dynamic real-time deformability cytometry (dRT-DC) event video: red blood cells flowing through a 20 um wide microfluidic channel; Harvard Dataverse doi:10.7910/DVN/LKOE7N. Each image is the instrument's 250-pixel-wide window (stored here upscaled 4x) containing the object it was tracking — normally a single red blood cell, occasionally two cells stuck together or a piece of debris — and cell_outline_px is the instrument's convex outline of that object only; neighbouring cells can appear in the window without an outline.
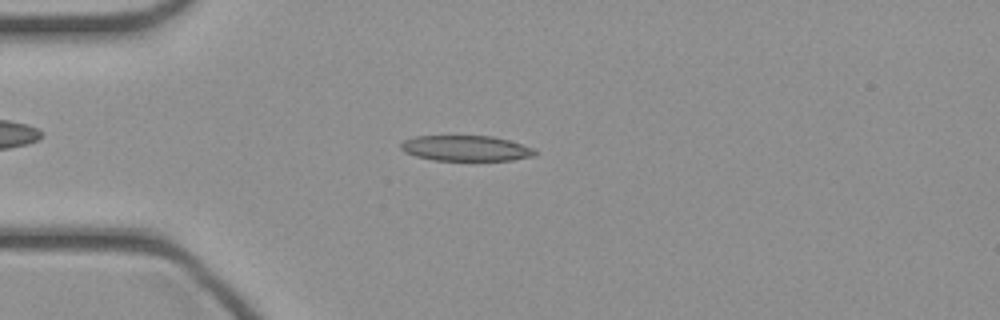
{"species": "common noctule bat (a hibernating species)", "species_latin": "Nyctalus noctula", "temperature_condition": "cold", "stored_images_in_passage": 45, "camera_frame_rate_fps": 3000, "um_per_image_px": 0.085, "animal": {"sex": "female", "body_mass_g": 21.9}, "frame": {"image": 1, "passage_image": 11, "time_ms": 3.333, "image_size_px": [1000, 320], "cell_outline_px": [[536, 156], [512, 160], [432, 160], [416, 156], [404, 152], [400, 148], [400, 144], [404, 140], [416, 136], [492, 136], [508, 140], [532, 148], [536, 152]], "centroid_in_image_um": [39.57, 12.6], "position_along_channel_um": 45.4, "area_um2": 19.83}}
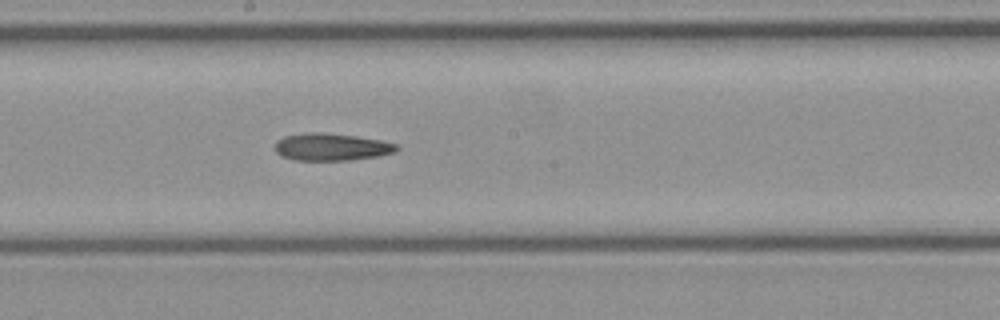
{"frame": {"image": 2, "passage_image": 24, "time_ms": 7.667, "image_size_px": [1000, 320], "cell_outline_px": [[400, 148], [396, 152], [380, 156], [348, 160], [292, 160], [280, 156], [276, 152], [276, 140], [284, 136], [304, 132], [324, 132], [356, 136], [380, 140], [396, 144]], "centroid_in_image_um": [28.16, 12.49], "position_along_channel_um": 220.0, "area_um2": 19.59}}
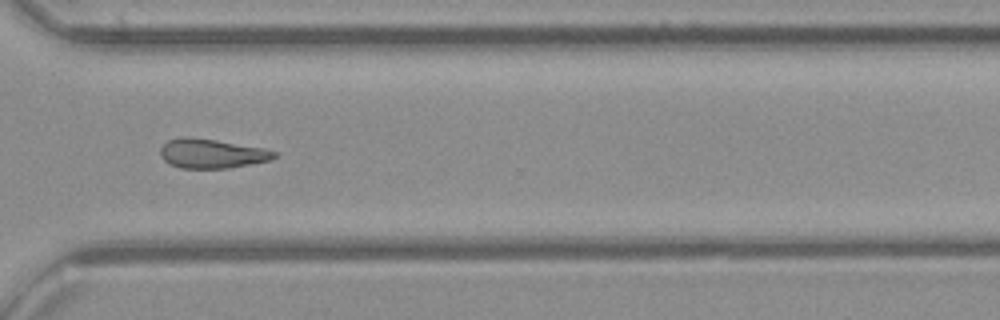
{"frame": {"image": 3, "passage_image": 33, "time_ms": 10.667, "image_size_px": [1000, 320], "cell_outline_px": [[276, 156], [272, 160], [228, 168], [180, 168], [168, 164], [160, 156], [160, 148], [168, 140], [180, 136], [188, 136], [216, 140], [264, 148], [276, 152]], "centroid_in_image_um": [17.96, 13.05], "position_along_channel_um": 352.6, "area_um2": 19.59}}